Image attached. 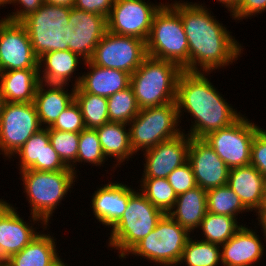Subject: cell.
<instances>
[{"mask_svg": "<svg viewBox=\"0 0 266 266\" xmlns=\"http://www.w3.org/2000/svg\"><path fill=\"white\" fill-rule=\"evenodd\" d=\"M266 11V0H241L239 5L230 13L232 20L238 22L243 19L258 17ZM241 20V21H240Z\"/></svg>", "mask_w": 266, "mask_h": 266, "instance_id": "obj_41", "label": "cell"}, {"mask_svg": "<svg viewBox=\"0 0 266 266\" xmlns=\"http://www.w3.org/2000/svg\"><path fill=\"white\" fill-rule=\"evenodd\" d=\"M84 65L85 69L89 70L82 73L78 86L86 93L108 98L130 86L131 75L125 71L99 67L90 60L86 61Z\"/></svg>", "mask_w": 266, "mask_h": 266, "instance_id": "obj_24", "label": "cell"}, {"mask_svg": "<svg viewBox=\"0 0 266 266\" xmlns=\"http://www.w3.org/2000/svg\"><path fill=\"white\" fill-rule=\"evenodd\" d=\"M128 126L135 155L186 132L180 126L176 102L142 108Z\"/></svg>", "mask_w": 266, "mask_h": 266, "instance_id": "obj_7", "label": "cell"}, {"mask_svg": "<svg viewBox=\"0 0 266 266\" xmlns=\"http://www.w3.org/2000/svg\"><path fill=\"white\" fill-rule=\"evenodd\" d=\"M74 100L80 107L86 128L96 129L110 122L106 97L86 93L78 86Z\"/></svg>", "mask_w": 266, "mask_h": 266, "instance_id": "obj_31", "label": "cell"}, {"mask_svg": "<svg viewBox=\"0 0 266 266\" xmlns=\"http://www.w3.org/2000/svg\"><path fill=\"white\" fill-rule=\"evenodd\" d=\"M39 83L38 69H15L0 72V89L6 102H33Z\"/></svg>", "mask_w": 266, "mask_h": 266, "instance_id": "obj_29", "label": "cell"}, {"mask_svg": "<svg viewBox=\"0 0 266 266\" xmlns=\"http://www.w3.org/2000/svg\"><path fill=\"white\" fill-rule=\"evenodd\" d=\"M15 69H39L38 58L25 26L1 17L0 72Z\"/></svg>", "mask_w": 266, "mask_h": 266, "instance_id": "obj_15", "label": "cell"}, {"mask_svg": "<svg viewBox=\"0 0 266 266\" xmlns=\"http://www.w3.org/2000/svg\"><path fill=\"white\" fill-rule=\"evenodd\" d=\"M170 5L180 14L187 36L189 72L215 73L242 57L244 46L205 3L174 0Z\"/></svg>", "mask_w": 266, "mask_h": 266, "instance_id": "obj_1", "label": "cell"}, {"mask_svg": "<svg viewBox=\"0 0 266 266\" xmlns=\"http://www.w3.org/2000/svg\"><path fill=\"white\" fill-rule=\"evenodd\" d=\"M150 0H115L107 18V30L111 33L136 37L147 41L155 14L165 2Z\"/></svg>", "mask_w": 266, "mask_h": 266, "instance_id": "obj_13", "label": "cell"}, {"mask_svg": "<svg viewBox=\"0 0 266 266\" xmlns=\"http://www.w3.org/2000/svg\"><path fill=\"white\" fill-rule=\"evenodd\" d=\"M18 159V170L37 171L71 170L59 158L50 143L48 128H42L33 134L25 144L11 157Z\"/></svg>", "mask_w": 266, "mask_h": 266, "instance_id": "obj_20", "label": "cell"}, {"mask_svg": "<svg viewBox=\"0 0 266 266\" xmlns=\"http://www.w3.org/2000/svg\"><path fill=\"white\" fill-rule=\"evenodd\" d=\"M107 103L110 122L129 124L140 111L131 86L108 97Z\"/></svg>", "mask_w": 266, "mask_h": 266, "instance_id": "obj_35", "label": "cell"}, {"mask_svg": "<svg viewBox=\"0 0 266 266\" xmlns=\"http://www.w3.org/2000/svg\"><path fill=\"white\" fill-rule=\"evenodd\" d=\"M256 212H266V183L263 190L262 202L259 209Z\"/></svg>", "mask_w": 266, "mask_h": 266, "instance_id": "obj_47", "label": "cell"}, {"mask_svg": "<svg viewBox=\"0 0 266 266\" xmlns=\"http://www.w3.org/2000/svg\"><path fill=\"white\" fill-rule=\"evenodd\" d=\"M242 114L230 126L209 133L203 139L231 169L250 164L251 144L261 129ZM258 125V126H257Z\"/></svg>", "mask_w": 266, "mask_h": 266, "instance_id": "obj_10", "label": "cell"}, {"mask_svg": "<svg viewBox=\"0 0 266 266\" xmlns=\"http://www.w3.org/2000/svg\"><path fill=\"white\" fill-rule=\"evenodd\" d=\"M189 144L190 137L183 132L142 152L145 163L140 178H167L174 169L188 162Z\"/></svg>", "mask_w": 266, "mask_h": 266, "instance_id": "obj_18", "label": "cell"}, {"mask_svg": "<svg viewBox=\"0 0 266 266\" xmlns=\"http://www.w3.org/2000/svg\"><path fill=\"white\" fill-rule=\"evenodd\" d=\"M40 129L42 126L33 102H6L0 118V155L14 162L11 157Z\"/></svg>", "mask_w": 266, "mask_h": 266, "instance_id": "obj_11", "label": "cell"}, {"mask_svg": "<svg viewBox=\"0 0 266 266\" xmlns=\"http://www.w3.org/2000/svg\"><path fill=\"white\" fill-rule=\"evenodd\" d=\"M108 180L92 193L90 208L97 221L111 229L125 212L130 196L136 191L124 182ZM103 185V186H102Z\"/></svg>", "mask_w": 266, "mask_h": 266, "instance_id": "obj_19", "label": "cell"}, {"mask_svg": "<svg viewBox=\"0 0 266 266\" xmlns=\"http://www.w3.org/2000/svg\"><path fill=\"white\" fill-rule=\"evenodd\" d=\"M8 1L9 0H0V8L1 7L5 8L6 6L8 7V5H7L8 4Z\"/></svg>", "mask_w": 266, "mask_h": 266, "instance_id": "obj_50", "label": "cell"}, {"mask_svg": "<svg viewBox=\"0 0 266 266\" xmlns=\"http://www.w3.org/2000/svg\"><path fill=\"white\" fill-rule=\"evenodd\" d=\"M5 104H6V100H5L4 95L1 93V89H0V118L4 110Z\"/></svg>", "mask_w": 266, "mask_h": 266, "instance_id": "obj_49", "label": "cell"}, {"mask_svg": "<svg viewBox=\"0 0 266 266\" xmlns=\"http://www.w3.org/2000/svg\"><path fill=\"white\" fill-rule=\"evenodd\" d=\"M108 160L104 155L96 129L85 128L80 132L77 165L105 166Z\"/></svg>", "mask_w": 266, "mask_h": 266, "instance_id": "obj_37", "label": "cell"}, {"mask_svg": "<svg viewBox=\"0 0 266 266\" xmlns=\"http://www.w3.org/2000/svg\"><path fill=\"white\" fill-rule=\"evenodd\" d=\"M207 211L219 215H228L237 219L238 214L250 212L235 192L227 185L207 191Z\"/></svg>", "mask_w": 266, "mask_h": 266, "instance_id": "obj_33", "label": "cell"}, {"mask_svg": "<svg viewBox=\"0 0 266 266\" xmlns=\"http://www.w3.org/2000/svg\"><path fill=\"white\" fill-rule=\"evenodd\" d=\"M206 213L207 191L196 186L178 195L173 208L167 214L180 226L194 234V231L199 232L198 228Z\"/></svg>", "mask_w": 266, "mask_h": 266, "instance_id": "obj_27", "label": "cell"}, {"mask_svg": "<svg viewBox=\"0 0 266 266\" xmlns=\"http://www.w3.org/2000/svg\"><path fill=\"white\" fill-rule=\"evenodd\" d=\"M188 162L197 186L203 190L227 185L230 168L204 139L190 137Z\"/></svg>", "mask_w": 266, "mask_h": 266, "instance_id": "obj_17", "label": "cell"}, {"mask_svg": "<svg viewBox=\"0 0 266 266\" xmlns=\"http://www.w3.org/2000/svg\"><path fill=\"white\" fill-rule=\"evenodd\" d=\"M139 190L155 207L168 213L174 206L177 194L167 178H140Z\"/></svg>", "mask_w": 266, "mask_h": 266, "instance_id": "obj_34", "label": "cell"}, {"mask_svg": "<svg viewBox=\"0 0 266 266\" xmlns=\"http://www.w3.org/2000/svg\"><path fill=\"white\" fill-rule=\"evenodd\" d=\"M250 164L266 178V129L261 128L251 144Z\"/></svg>", "mask_w": 266, "mask_h": 266, "instance_id": "obj_40", "label": "cell"}, {"mask_svg": "<svg viewBox=\"0 0 266 266\" xmlns=\"http://www.w3.org/2000/svg\"><path fill=\"white\" fill-rule=\"evenodd\" d=\"M50 143L62 162L77 174V153L80 133L48 129Z\"/></svg>", "mask_w": 266, "mask_h": 266, "instance_id": "obj_36", "label": "cell"}, {"mask_svg": "<svg viewBox=\"0 0 266 266\" xmlns=\"http://www.w3.org/2000/svg\"><path fill=\"white\" fill-rule=\"evenodd\" d=\"M48 227V228H47ZM46 225L40 233L19 253L12 255L3 266H48L58 256L57 238L48 232ZM46 231V232H44Z\"/></svg>", "mask_w": 266, "mask_h": 266, "instance_id": "obj_28", "label": "cell"}, {"mask_svg": "<svg viewBox=\"0 0 266 266\" xmlns=\"http://www.w3.org/2000/svg\"><path fill=\"white\" fill-rule=\"evenodd\" d=\"M146 57V41L107 30L90 61L99 67L118 69L132 75Z\"/></svg>", "mask_w": 266, "mask_h": 266, "instance_id": "obj_12", "label": "cell"}, {"mask_svg": "<svg viewBox=\"0 0 266 266\" xmlns=\"http://www.w3.org/2000/svg\"><path fill=\"white\" fill-rule=\"evenodd\" d=\"M147 56L189 71V47L180 14L166 2L155 14L146 41Z\"/></svg>", "mask_w": 266, "mask_h": 266, "instance_id": "obj_6", "label": "cell"}, {"mask_svg": "<svg viewBox=\"0 0 266 266\" xmlns=\"http://www.w3.org/2000/svg\"><path fill=\"white\" fill-rule=\"evenodd\" d=\"M66 84L40 82L36 89L34 105L42 128L51 127L59 115L74 101L76 87ZM69 91V92H68Z\"/></svg>", "mask_w": 266, "mask_h": 266, "instance_id": "obj_23", "label": "cell"}, {"mask_svg": "<svg viewBox=\"0 0 266 266\" xmlns=\"http://www.w3.org/2000/svg\"><path fill=\"white\" fill-rule=\"evenodd\" d=\"M70 11L68 7L44 3L21 21L38 59L47 52L68 50L64 27L69 25Z\"/></svg>", "mask_w": 266, "mask_h": 266, "instance_id": "obj_9", "label": "cell"}, {"mask_svg": "<svg viewBox=\"0 0 266 266\" xmlns=\"http://www.w3.org/2000/svg\"><path fill=\"white\" fill-rule=\"evenodd\" d=\"M96 131L105 157L107 160H109L108 157L111 158L110 161H113V159L115 160L113 161V166H111L112 168H110L113 170V173L117 167L120 168L126 161L129 162L132 158L134 159L132 156L135 155V153L130 145L128 124L122 122H108L96 128Z\"/></svg>", "mask_w": 266, "mask_h": 266, "instance_id": "obj_26", "label": "cell"}, {"mask_svg": "<svg viewBox=\"0 0 266 266\" xmlns=\"http://www.w3.org/2000/svg\"><path fill=\"white\" fill-rule=\"evenodd\" d=\"M188 239L178 265L185 266H219L221 264V246L204 240Z\"/></svg>", "mask_w": 266, "mask_h": 266, "instance_id": "obj_32", "label": "cell"}, {"mask_svg": "<svg viewBox=\"0 0 266 266\" xmlns=\"http://www.w3.org/2000/svg\"><path fill=\"white\" fill-rule=\"evenodd\" d=\"M44 3L49 5L63 6L68 8H73L75 0H43Z\"/></svg>", "mask_w": 266, "mask_h": 266, "instance_id": "obj_45", "label": "cell"}, {"mask_svg": "<svg viewBox=\"0 0 266 266\" xmlns=\"http://www.w3.org/2000/svg\"><path fill=\"white\" fill-rule=\"evenodd\" d=\"M210 74L183 70L177 81L175 102L179 120L181 123L184 113L190 114L193 121L186 134L192 138L203 139L211 132L230 126L242 115L211 83Z\"/></svg>", "mask_w": 266, "mask_h": 266, "instance_id": "obj_2", "label": "cell"}, {"mask_svg": "<svg viewBox=\"0 0 266 266\" xmlns=\"http://www.w3.org/2000/svg\"><path fill=\"white\" fill-rule=\"evenodd\" d=\"M17 209L4 198L0 202V261L2 263L22 251L40 233L37 229H43L46 226L40 218L31 214L29 222L24 220L25 218L20 216ZM36 223L41 227H37Z\"/></svg>", "mask_w": 266, "mask_h": 266, "instance_id": "obj_14", "label": "cell"}, {"mask_svg": "<svg viewBox=\"0 0 266 266\" xmlns=\"http://www.w3.org/2000/svg\"><path fill=\"white\" fill-rule=\"evenodd\" d=\"M256 214V219L258 222L257 226H259L263 232V237H264V242H266V212H255Z\"/></svg>", "mask_w": 266, "mask_h": 266, "instance_id": "obj_44", "label": "cell"}, {"mask_svg": "<svg viewBox=\"0 0 266 266\" xmlns=\"http://www.w3.org/2000/svg\"><path fill=\"white\" fill-rule=\"evenodd\" d=\"M266 178L251 164L231 168L227 186L240 198L243 205L255 213L262 202Z\"/></svg>", "mask_w": 266, "mask_h": 266, "instance_id": "obj_25", "label": "cell"}, {"mask_svg": "<svg viewBox=\"0 0 266 266\" xmlns=\"http://www.w3.org/2000/svg\"><path fill=\"white\" fill-rule=\"evenodd\" d=\"M61 256H58L50 265L48 266H68L69 264L65 263ZM70 266V265H69Z\"/></svg>", "mask_w": 266, "mask_h": 266, "instance_id": "obj_48", "label": "cell"}, {"mask_svg": "<svg viewBox=\"0 0 266 266\" xmlns=\"http://www.w3.org/2000/svg\"><path fill=\"white\" fill-rule=\"evenodd\" d=\"M115 0H75L74 7L108 18Z\"/></svg>", "mask_w": 266, "mask_h": 266, "instance_id": "obj_43", "label": "cell"}, {"mask_svg": "<svg viewBox=\"0 0 266 266\" xmlns=\"http://www.w3.org/2000/svg\"><path fill=\"white\" fill-rule=\"evenodd\" d=\"M19 174L24 187L22 191L31 207L30 214L40 218L46 225L51 224L53 213L62 200L65 201L68 192H73L74 182L78 181V175L72 170L46 172L26 169Z\"/></svg>", "mask_w": 266, "mask_h": 266, "instance_id": "obj_3", "label": "cell"}, {"mask_svg": "<svg viewBox=\"0 0 266 266\" xmlns=\"http://www.w3.org/2000/svg\"><path fill=\"white\" fill-rule=\"evenodd\" d=\"M106 31L107 18L73 7L69 25L64 27V37L67 39L68 49L88 61Z\"/></svg>", "mask_w": 266, "mask_h": 266, "instance_id": "obj_16", "label": "cell"}, {"mask_svg": "<svg viewBox=\"0 0 266 266\" xmlns=\"http://www.w3.org/2000/svg\"><path fill=\"white\" fill-rule=\"evenodd\" d=\"M240 223L235 217L207 211L198 228L201 230V240L221 246L243 226Z\"/></svg>", "mask_w": 266, "mask_h": 266, "instance_id": "obj_30", "label": "cell"}, {"mask_svg": "<svg viewBox=\"0 0 266 266\" xmlns=\"http://www.w3.org/2000/svg\"><path fill=\"white\" fill-rule=\"evenodd\" d=\"M8 4L14 7L15 12H11L4 16L5 19L13 22H21L29 14L36 12L43 4V0H9ZM19 8V9H18Z\"/></svg>", "mask_w": 266, "mask_h": 266, "instance_id": "obj_42", "label": "cell"}, {"mask_svg": "<svg viewBox=\"0 0 266 266\" xmlns=\"http://www.w3.org/2000/svg\"><path fill=\"white\" fill-rule=\"evenodd\" d=\"M167 179L177 196L197 186L193 169L189 162H186L182 166L174 169L168 175Z\"/></svg>", "mask_w": 266, "mask_h": 266, "instance_id": "obj_39", "label": "cell"}, {"mask_svg": "<svg viewBox=\"0 0 266 266\" xmlns=\"http://www.w3.org/2000/svg\"><path fill=\"white\" fill-rule=\"evenodd\" d=\"M164 214L137 188L130 196L121 219L109 229L111 232L108 234L111 235L107 239L108 248L116 250L119 259L123 261L126 254L154 230Z\"/></svg>", "mask_w": 266, "mask_h": 266, "instance_id": "obj_5", "label": "cell"}, {"mask_svg": "<svg viewBox=\"0 0 266 266\" xmlns=\"http://www.w3.org/2000/svg\"><path fill=\"white\" fill-rule=\"evenodd\" d=\"M191 235L166 213L158 221L154 230L136 244L123 259L125 260L129 255L134 258L140 256V260L143 258L150 263L154 262L157 266H178Z\"/></svg>", "mask_w": 266, "mask_h": 266, "instance_id": "obj_8", "label": "cell"}, {"mask_svg": "<svg viewBox=\"0 0 266 266\" xmlns=\"http://www.w3.org/2000/svg\"><path fill=\"white\" fill-rule=\"evenodd\" d=\"M183 70L173 62L147 56L130 76L140 109L176 101L177 81Z\"/></svg>", "mask_w": 266, "mask_h": 266, "instance_id": "obj_4", "label": "cell"}, {"mask_svg": "<svg viewBox=\"0 0 266 266\" xmlns=\"http://www.w3.org/2000/svg\"><path fill=\"white\" fill-rule=\"evenodd\" d=\"M220 2L222 7L226 8L229 13H231L241 2V0H215Z\"/></svg>", "mask_w": 266, "mask_h": 266, "instance_id": "obj_46", "label": "cell"}, {"mask_svg": "<svg viewBox=\"0 0 266 266\" xmlns=\"http://www.w3.org/2000/svg\"><path fill=\"white\" fill-rule=\"evenodd\" d=\"M85 128L80 107L74 100L48 129L80 133Z\"/></svg>", "mask_w": 266, "mask_h": 266, "instance_id": "obj_38", "label": "cell"}, {"mask_svg": "<svg viewBox=\"0 0 266 266\" xmlns=\"http://www.w3.org/2000/svg\"><path fill=\"white\" fill-rule=\"evenodd\" d=\"M85 62L86 60L69 49L47 52L38 59L39 80L46 84L69 85L71 82V86L78 87L82 75L76 71H79L80 64L84 65Z\"/></svg>", "mask_w": 266, "mask_h": 266, "instance_id": "obj_22", "label": "cell"}, {"mask_svg": "<svg viewBox=\"0 0 266 266\" xmlns=\"http://www.w3.org/2000/svg\"><path fill=\"white\" fill-rule=\"evenodd\" d=\"M257 230L243 226L221 245V266H261L259 262L266 254L262 237ZM257 264V265H255Z\"/></svg>", "mask_w": 266, "mask_h": 266, "instance_id": "obj_21", "label": "cell"}]
</instances>
